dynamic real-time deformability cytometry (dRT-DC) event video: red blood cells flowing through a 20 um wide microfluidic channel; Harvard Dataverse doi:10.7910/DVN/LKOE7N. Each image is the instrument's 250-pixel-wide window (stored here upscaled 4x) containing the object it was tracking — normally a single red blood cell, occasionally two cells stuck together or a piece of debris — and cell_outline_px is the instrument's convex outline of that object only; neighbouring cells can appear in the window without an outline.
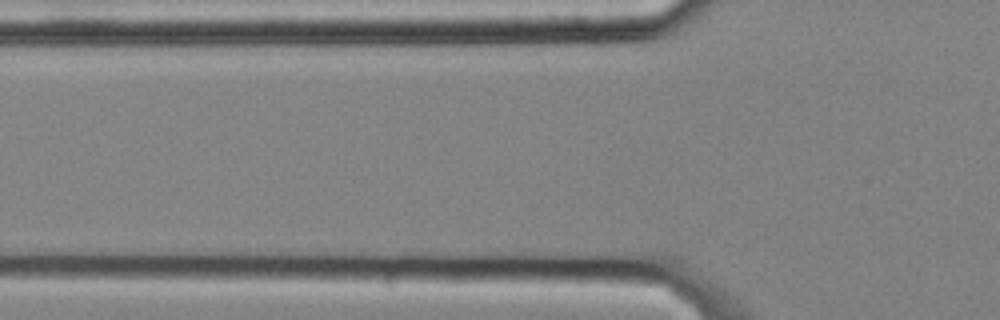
{"species": "common noctule bat (a hibernating species)", "species_latin": "Nyctalus noctula", "temperature_condition": "cold", "stored_images_in_passage": 3, "camera_frame_rate_fps": 3000, "um_per_image_px": 0.085, "animal": {"sex": "male", "body_mass_g": 20.4}, "frame": {"image": 1, "passage_image": 2, "time_ms": 0.333, "image_size_px": [1000, 320], "cell_outline_px": [[628, 236], [616, 240], [600, 244], [576, 244], [516, 240], [508, 236], [504, 232], [572, 228], [620, 232]], "centroid_in_image_um": [48.23, 20.06], "position_along_channel_um": 77.6, "area_um2": 10.06}}